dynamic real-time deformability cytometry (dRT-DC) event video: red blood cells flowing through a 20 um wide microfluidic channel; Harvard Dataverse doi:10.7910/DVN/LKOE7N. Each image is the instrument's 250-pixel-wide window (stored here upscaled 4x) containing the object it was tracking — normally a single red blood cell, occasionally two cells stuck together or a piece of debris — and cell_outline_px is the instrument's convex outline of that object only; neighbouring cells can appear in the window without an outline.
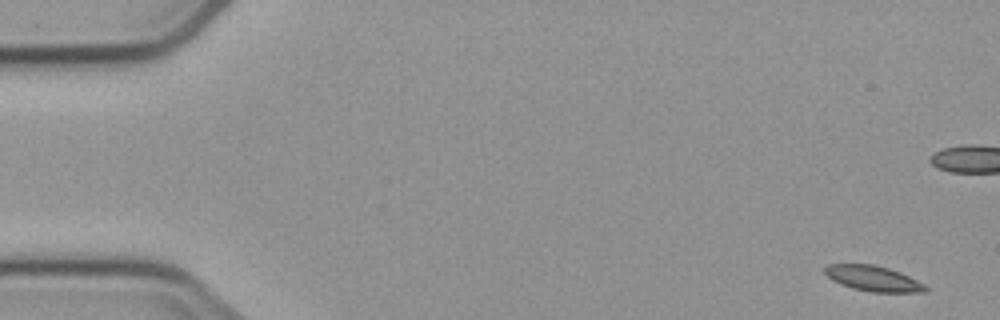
{"species": "common noctule bat (a hibernating species)", "species_latin": "Nyctalus noctula", "temperature_condition": "cold", "stored_images_in_passage": 6, "camera_frame_rate_fps": 3000, "um_per_image_px": 0.085, "animal": {"sex": "male", "body_mass_g": 23.1, "forearm_length_mm": 52.7}, "frame": {"image": 1, "passage_image": 1, "time_ms": 0.0, "image_size_px": [1000, 320], "cell_outline_px": [[928, 292], [872, 292], [852, 288], [840, 284], [832, 280], [824, 272], [824, 268], [828, 264], [872, 264], [888, 268], [900, 272], [924, 284], [928, 288]], "centroid_in_image_um": [74.22, 23.67], "position_along_channel_um": 10.8, "area_um2": 14.85}}
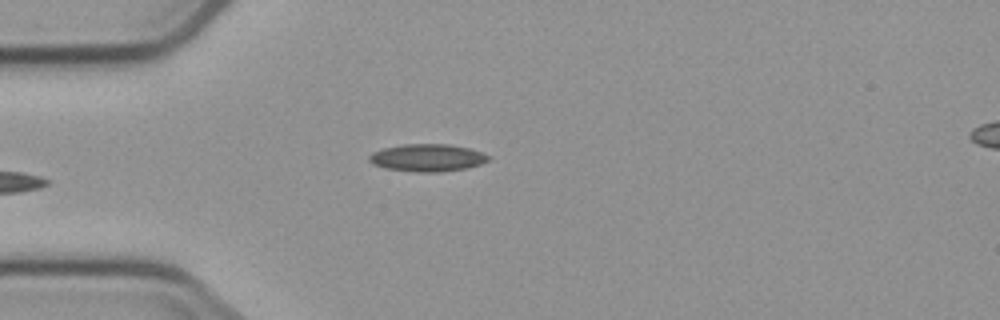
{"frame": {"image": 2, "passage_image": 6, "time_ms": 5.667, "image_size_px": [1000, 320], "cell_outline_px": [[488, 160], [480, 164], [464, 168], [440, 172], [420, 172], [388, 168], [376, 164], [368, 160], [368, 156], [372, 152], [384, 148], [404, 144], [448, 144], [468, 148], [480, 152], [488, 156]], "centroid_in_image_um": [36.31, 13.4], "position_along_channel_um": 48.7, "area_um2": 18.61}}